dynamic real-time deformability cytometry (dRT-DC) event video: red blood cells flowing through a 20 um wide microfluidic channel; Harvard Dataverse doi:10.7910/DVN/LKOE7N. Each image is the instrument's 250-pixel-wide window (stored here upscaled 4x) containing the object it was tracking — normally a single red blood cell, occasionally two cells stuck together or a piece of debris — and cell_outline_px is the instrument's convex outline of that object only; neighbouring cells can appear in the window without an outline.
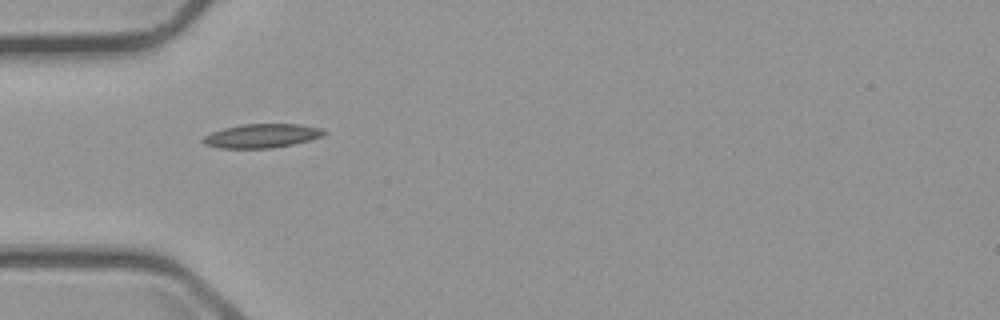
{"species": "common noctule bat (a hibernating species)", "species_latin": "Nyctalus noctula", "temperature_condition": "cold", "stored_images_in_passage": 6, "camera_frame_rate_fps": 3000, "um_per_image_px": 0.085, "animal": {"sex": "male", "body_mass_g": 23.1, "forearm_length_mm": 52.7}, "frame": {"image": 1, "passage_image": 1, "time_ms": 0.0, "image_size_px": [1000, 320], "cell_outline_px": [[328, 132], [324, 136], [292, 144], [272, 148], [220, 148], [204, 144], [200, 140], [204, 136], [212, 132], [224, 128], [244, 124], [300, 124], [320, 128]], "centroid_in_image_um": [22.25, 11.54], "position_along_channel_um": 62.8, "area_um2": 16.82}}
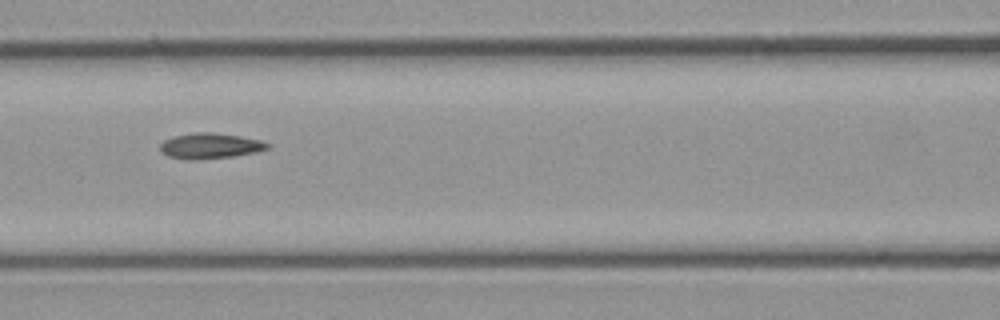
{"frame": {"image": 2, "passage_image": 3, "time_ms": 2.333, "image_size_px": [1000, 320], "cell_outline_px": [[272, 144], [268, 148], [256, 152], [232, 156], [196, 160], [188, 160], [168, 156], [160, 148], [160, 144], [164, 140], [172, 136], [196, 132], [212, 132], [240, 136], [260, 140]], "centroid_in_image_um": [17.86, 12.39], "position_along_channel_um": 148.7, "area_um2": 15.95}}
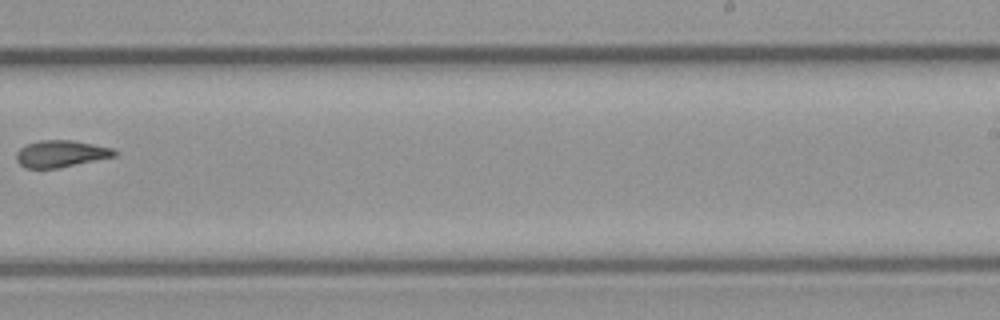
{"frame": {"image": 3, "passage_image": 6, "time_ms": 6.0, "image_size_px": [1000, 320], "cell_outline_px": [[116, 156], [56, 168], [24, 168], [16, 160], [16, 152], [20, 148], [28, 144], [40, 140], [72, 140], [112, 148], [116, 152]], "centroid_in_image_um": [5.14, 13.07], "position_along_channel_um": 283.9, "area_um2": 15.14}}